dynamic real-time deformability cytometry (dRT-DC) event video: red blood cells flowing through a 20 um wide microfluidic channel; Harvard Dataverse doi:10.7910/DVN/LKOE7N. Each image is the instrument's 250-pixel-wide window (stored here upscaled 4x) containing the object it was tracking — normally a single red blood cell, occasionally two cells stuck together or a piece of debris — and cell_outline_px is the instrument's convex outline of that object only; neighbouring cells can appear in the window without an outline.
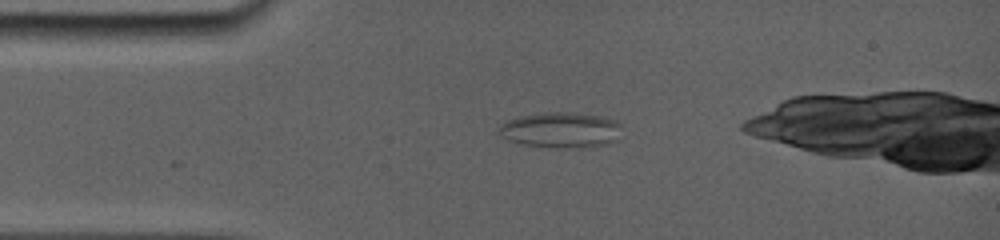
{"species": "common noctule bat (a hibernating species)", "species_latin": "Nyctalus noctula", "temperature_condition": "room temperature", "stored_images_in_passage": 8, "camera_frame_rate_fps": 5000, "um_per_image_px": 0.085, "animal": {"sex": "female", "body_mass_g": 19.0, "forearm_length_mm": 56.7}, "frame": {"image": 1, "passage_image": 1, "time_ms": 0.0, "image_size_px": [1000, 240], "cell_outline_px": [[616, 124], [584, 144], [532, 144], [516, 140], [500, 128], [508, 120], [524, 116], [596, 116], [612, 120]], "centroid_in_image_um": [47.31, 10.97], "position_along_channel_um": 37.7, "area_um2": 18.67}}